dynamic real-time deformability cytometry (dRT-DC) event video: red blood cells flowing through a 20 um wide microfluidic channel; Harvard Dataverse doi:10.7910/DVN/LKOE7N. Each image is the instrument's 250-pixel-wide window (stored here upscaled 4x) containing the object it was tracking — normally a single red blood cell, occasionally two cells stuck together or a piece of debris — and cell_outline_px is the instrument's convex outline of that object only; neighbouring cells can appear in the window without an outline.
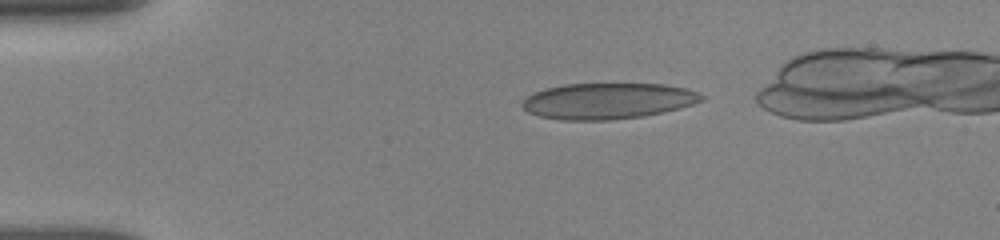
{"species": "human", "species_latin": "Homo sapiens", "temperature_condition": "room temperature", "stored_images_in_passage": 24, "camera_frame_rate_fps": 3000, "um_per_image_px": 0.085, "donor": {"sex": "female"}, "frame": {"image": 1, "passage_image": 10, "time_ms": 1.333, "image_size_px": [1000, 240], "cell_outline_px": [[704, 100], [680, 108], [640, 116], [608, 120], [560, 120], [540, 116], [528, 112], [520, 104], [528, 96], [544, 88], [564, 84], [664, 84], [688, 88], [704, 96]], "centroid_in_image_um": [51.65, 8.57], "position_along_channel_um": 33.3, "area_um2": 37.4}}